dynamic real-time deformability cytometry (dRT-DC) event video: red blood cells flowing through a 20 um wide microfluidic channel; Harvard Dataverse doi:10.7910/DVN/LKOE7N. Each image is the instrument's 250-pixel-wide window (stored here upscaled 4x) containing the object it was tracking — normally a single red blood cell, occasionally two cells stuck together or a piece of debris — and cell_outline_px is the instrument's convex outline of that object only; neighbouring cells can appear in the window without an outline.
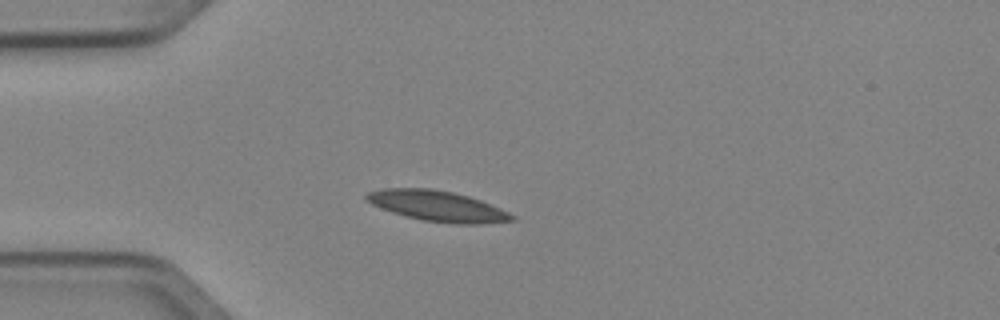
{"species": "Egyptian fruit bat (a non-hibernating species)", "species_latin": "Rousettus aegyptiacus", "temperature_condition": "cold", "stored_images_in_passage": 3, "camera_frame_rate_fps": 3000, "um_per_image_px": 0.085, "animal": {"sex": "female"}, "frame": {"image": 1, "passage_image": 3, "time_ms": 0.667, "image_size_px": [1000, 320], "cell_outline_px": [[516, 220], [480, 224], [456, 224], [424, 220], [404, 216], [380, 208], [372, 204], [364, 196], [368, 192], [384, 188], [432, 188], [452, 192], [468, 196], [480, 200], [500, 208], [516, 216]], "centroid_in_image_um": [37.19, 17.51], "position_along_channel_um": 47.8, "area_um2": 25.84}}